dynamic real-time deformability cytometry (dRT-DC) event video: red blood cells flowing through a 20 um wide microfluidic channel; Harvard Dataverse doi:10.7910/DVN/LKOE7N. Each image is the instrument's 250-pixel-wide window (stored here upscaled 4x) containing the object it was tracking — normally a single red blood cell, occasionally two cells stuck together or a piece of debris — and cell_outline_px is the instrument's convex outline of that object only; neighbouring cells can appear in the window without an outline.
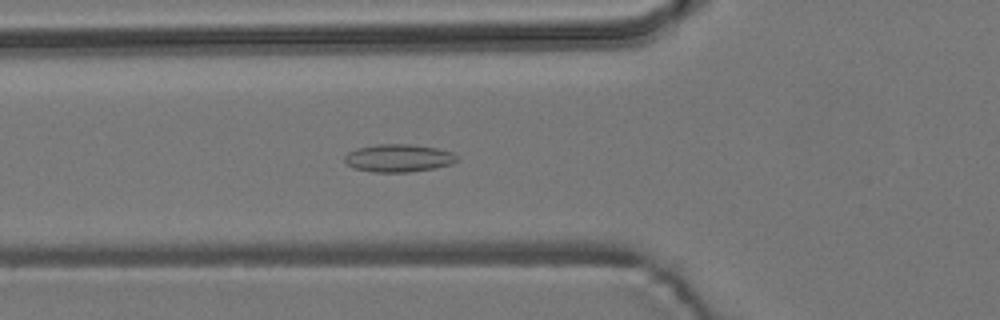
{"species": "common noctule bat (a hibernating species)", "species_latin": "Nyctalus noctula", "temperature_condition": "room temperature", "stored_images_in_passage": 54, "camera_frame_rate_fps": 3000, "um_per_image_px": 0.085, "animal": {"sex": "male", "body_mass_g": 19.2, "forearm_length_mm": 51.8}, "frame": {"image": 1, "passage_image": 19, "time_ms": 6.0, "image_size_px": [1000, 320], "cell_outline_px": [[456, 160], [452, 164], [436, 168], [408, 172], [372, 172], [352, 168], [344, 160], [344, 156], [348, 152], [356, 148], [376, 144], [408, 144], [436, 148], [452, 152], [456, 156]], "centroid_in_image_um": [33.83, 13.44], "position_along_channel_um": 92.0, "area_um2": 18.21}}
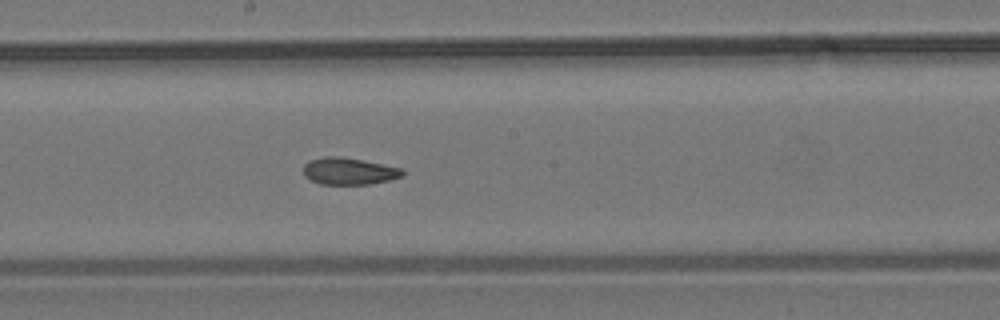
{"frame": {"image": 2, "passage_image": 29, "time_ms": 9.333, "image_size_px": [1000, 320], "cell_outline_px": [[404, 176], [388, 180], [368, 184], [320, 184], [304, 176], [304, 164], [308, 160], [324, 156], [340, 156], [364, 160], [400, 168], [404, 172]], "centroid_in_image_um": [29.63, 14.54], "position_along_channel_um": 218.6, "area_um2": 15.55}}
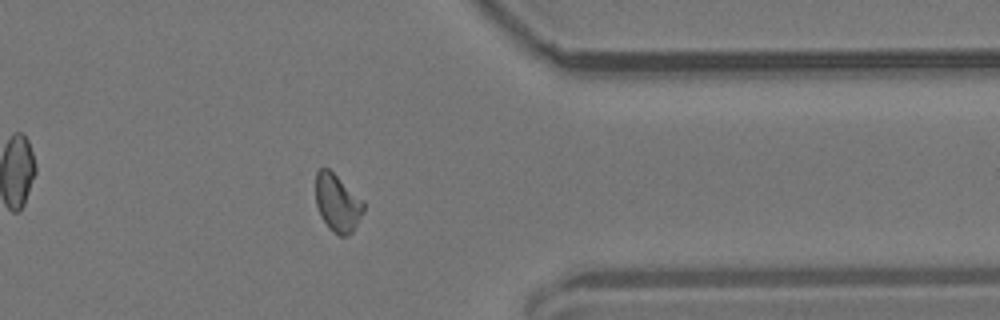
{"frame": {"image": 3, "passage_image": 43, "time_ms": 14.0, "image_size_px": [1000, 320], "cell_outline_px": [[364, 212], [352, 232], [348, 236], [340, 236], [328, 228], [320, 216], [316, 204], [316, 172], [320, 168], [328, 168], [364, 200]], "centroid_in_image_um": [28.69, 17.26], "position_along_channel_um": 382.7, "area_um2": 16.18}, "authors_computed_cell_mechanics": {"area_um2": 16.0973, "velocity_mm_per_s": 3.7815, "shape_relaxation_time_tau1_ms": null, "shape_relaxation_time_tau2_ms": 2.718, "deformation_change_tau1": null, "deformation_change_tau2": 0.0751}}